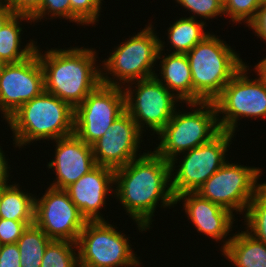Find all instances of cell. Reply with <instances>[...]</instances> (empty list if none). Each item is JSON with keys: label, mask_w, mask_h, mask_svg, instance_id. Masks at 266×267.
I'll return each mask as SVG.
<instances>
[{"label": "cell", "mask_w": 266, "mask_h": 267, "mask_svg": "<svg viewBox=\"0 0 266 267\" xmlns=\"http://www.w3.org/2000/svg\"><path fill=\"white\" fill-rule=\"evenodd\" d=\"M123 86L101 83L75 108L74 134L92 145L125 111Z\"/></svg>", "instance_id": "10"}, {"label": "cell", "mask_w": 266, "mask_h": 267, "mask_svg": "<svg viewBox=\"0 0 266 267\" xmlns=\"http://www.w3.org/2000/svg\"><path fill=\"white\" fill-rule=\"evenodd\" d=\"M34 221H15L0 218V243L2 245L17 243L24 230Z\"/></svg>", "instance_id": "31"}, {"label": "cell", "mask_w": 266, "mask_h": 267, "mask_svg": "<svg viewBox=\"0 0 266 267\" xmlns=\"http://www.w3.org/2000/svg\"><path fill=\"white\" fill-rule=\"evenodd\" d=\"M50 18H64L70 21V0H42L40 10L31 18L32 21H41L45 15Z\"/></svg>", "instance_id": "30"}, {"label": "cell", "mask_w": 266, "mask_h": 267, "mask_svg": "<svg viewBox=\"0 0 266 267\" xmlns=\"http://www.w3.org/2000/svg\"><path fill=\"white\" fill-rule=\"evenodd\" d=\"M221 251L236 267H266V245L247 231L223 241Z\"/></svg>", "instance_id": "20"}, {"label": "cell", "mask_w": 266, "mask_h": 267, "mask_svg": "<svg viewBox=\"0 0 266 267\" xmlns=\"http://www.w3.org/2000/svg\"><path fill=\"white\" fill-rule=\"evenodd\" d=\"M36 52L44 72L45 92L57 96L74 109L102 83V68L95 66L97 55L90 48H51L41 54L37 46Z\"/></svg>", "instance_id": "2"}, {"label": "cell", "mask_w": 266, "mask_h": 267, "mask_svg": "<svg viewBox=\"0 0 266 267\" xmlns=\"http://www.w3.org/2000/svg\"><path fill=\"white\" fill-rule=\"evenodd\" d=\"M128 237L107 221H87L76 242L78 267H135L140 265Z\"/></svg>", "instance_id": "7"}, {"label": "cell", "mask_w": 266, "mask_h": 267, "mask_svg": "<svg viewBox=\"0 0 266 267\" xmlns=\"http://www.w3.org/2000/svg\"><path fill=\"white\" fill-rule=\"evenodd\" d=\"M153 29L152 24L146 26L126 42H121L120 46L118 44V47L113 51L114 53L112 55L110 53L108 59L102 61L104 72L107 71L108 75L111 74L120 82H117L113 77L112 80L111 77H108L107 72L101 71V82L103 84L120 87L125 83H131L130 85H132L134 81L155 76L153 67L158 60L160 39Z\"/></svg>", "instance_id": "6"}, {"label": "cell", "mask_w": 266, "mask_h": 267, "mask_svg": "<svg viewBox=\"0 0 266 267\" xmlns=\"http://www.w3.org/2000/svg\"><path fill=\"white\" fill-rule=\"evenodd\" d=\"M135 90L124 88L125 109L133 118L141 132L146 124L158 134L169 122L176 111V94L171 93L155 76L136 81ZM135 94H134V92ZM134 94V95H133Z\"/></svg>", "instance_id": "12"}, {"label": "cell", "mask_w": 266, "mask_h": 267, "mask_svg": "<svg viewBox=\"0 0 266 267\" xmlns=\"http://www.w3.org/2000/svg\"><path fill=\"white\" fill-rule=\"evenodd\" d=\"M183 200L188 220L198 232L210 236L216 241L223 240L231 231L235 217L229 210L203 198L197 192H186L175 198V204ZM223 238V239H222Z\"/></svg>", "instance_id": "18"}, {"label": "cell", "mask_w": 266, "mask_h": 267, "mask_svg": "<svg viewBox=\"0 0 266 267\" xmlns=\"http://www.w3.org/2000/svg\"><path fill=\"white\" fill-rule=\"evenodd\" d=\"M112 184H114V170L97 165L65 191L86 221H105L99 210L106 204L105 199L109 192H113Z\"/></svg>", "instance_id": "17"}, {"label": "cell", "mask_w": 266, "mask_h": 267, "mask_svg": "<svg viewBox=\"0 0 266 267\" xmlns=\"http://www.w3.org/2000/svg\"><path fill=\"white\" fill-rule=\"evenodd\" d=\"M164 42L160 40V49L157 59L161 65V78L157 74L155 77L173 94L176 91L177 98L183 103H193V85L190 65L186 54L171 53L162 57L161 52L164 50Z\"/></svg>", "instance_id": "19"}, {"label": "cell", "mask_w": 266, "mask_h": 267, "mask_svg": "<svg viewBox=\"0 0 266 267\" xmlns=\"http://www.w3.org/2000/svg\"><path fill=\"white\" fill-rule=\"evenodd\" d=\"M255 34L266 42V0H263L255 19L248 25Z\"/></svg>", "instance_id": "34"}, {"label": "cell", "mask_w": 266, "mask_h": 267, "mask_svg": "<svg viewBox=\"0 0 266 267\" xmlns=\"http://www.w3.org/2000/svg\"><path fill=\"white\" fill-rule=\"evenodd\" d=\"M244 215L246 231L266 245V182L256 191Z\"/></svg>", "instance_id": "25"}, {"label": "cell", "mask_w": 266, "mask_h": 267, "mask_svg": "<svg viewBox=\"0 0 266 267\" xmlns=\"http://www.w3.org/2000/svg\"><path fill=\"white\" fill-rule=\"evenodd\" d=\"M56 145L55 158L48 163V168H54L56 179L49 187L65 190L83 175L93 170L95 162L92 146L86 144L77 135L54 140Z\"/></svg>", "instance_id": "16"}, {"label": "cell", "mask_w": 266, "mask_h": 267, "mask_svg": "<svg viewBox=\"0 0 266 267\" xmlns=\"http://www.w3.org/2000/svg\"><path fill=\"white\" fill-rule=\"evenodd\" d=\"M247 67L245 64L213 101L218 116L223 114L218 117L221 131L234 134L240 117L266 118V82L258 73L259 78L249 79Z\"/></svg>", "instance_id": "8"}, {"label": "cell", "mask_w": 266, "mask_h": 267, "mask_svg": "<svg viewBox=\"0 0 266 267\" xmlns=\"http://www.w3.org/2000/svg\"><path fill=\"white\" fill-rule=\"evenodd\" d=\"M255 70L266 82V57L255 65Z\"/></svg>", "instance_id": "37"}, {"label": "cell", "mask_w": 266, "mask_h": 267, "mask_svg": "<svg viewBox=\"0 0 266 267\" xmlns=\"http://www.w3.org/2000/svg\"><path fill=\"white\" fill-rule=\"evenodd\" d=\"M204 21H197L196 17H182L168 29V40L174 52L187 54L196 44L202 41L210 32H204Z\"/></svg>", "instance_id": "23"}, {"label": "cell", "mask_w": 266, "mask_h": 267, "mask_svg": "<svg viewBox=\"0 0 266 267\" xmlns=\"http://www.w3.org/2000/svg\"><path fill=\"white\" fill-rule=\"evenodd\" d=\"M0 267H21L20 252L16 243L2 245Z\"/></svg>", "instance_id": "33"}, {"label": "cell", "mask_w": 266, "mask_h": 267, "mask_svg": "<svg viewBox=\"0 0 266 267\" xmlns=\"http://www.w3.org/2000/svg\"><path fill=\"white\" fill-rule=\"evenodd\" d=\"M74 114L70 104L44 91L6 121L13 131L14 144L20 148L35 140H57L74 134Z\"/></svg>", "instance_id": "3"}, {"label": "cell", "mask_w": 266, "mask_h": 267, "mask_svg": "<svg viewBox=\"0 0 266 267\" xmlns=\"http://www.w3.org/2000/svg\"><path fill=\"white\" fill-rule=\"evenodd\" d=\"M75 248H77L76 243L66 240H51L46 247L40 267L79 266Z\"/></svg>", "instance_id": "26"}, {"label": "cell", "mask_w": 266, "mask_h": 267, "mask_svg": "<svg viewBox=\"0 0 266 267\" xmlns=\"http://www.w3.org/2000/svg\"><path fill=\"white\" fill-rule=\"evenodd\" d=\"M51 239L35 224L29 225L17 241L21 267H40Z\"/></svg>", "instance_id": "24"}, {"label": "cell", "mask_w": 266, "mask_h": 267, "mask_svg": "<svg viewBox=\"0 0 266 267\" xmlns=\"http://www.w3.org/2000/svg\"><path fill=\"white\" fill-rule=\"evenodd\" d=\"M15 15H24L32 18L41 7L42 0H5Z\"/></svg>", "instance_id": "32"}, {"label": "cell", "mask_w": 266, "mask_h": 267, "mask_svg": "<svg viewBox=\"0 0 266 267\" xmlns=\"http://www.w3.org/2000/svg\"><path fill=\"white\" fill-rule=\"evenodd\" d=\"M14 15L10 7L4 1H0V30Z\"/></svg>", "instance_id": "36"}, {"label": "cell", "mask_w": 266, "mask_h": 267, "mask_svg": "<svg viewBox=\"0 0 266 267\" xmlns=\"http://www.w3.org/2000/svg\"><path fill=\"white\" fill-rule=\"evenodd\" d=\"M262 171L228 161L216 171L197 191L203 198L230 212H245L256 191L263 185L257 183Z\"/></svg>", "instance_id": "9"}, {"label": "cell", "mask_w": 266, "mask_h": 267, "mask_svg": "<svg viewBox=\"0 0 266 267\" xmlns=\"http://www.w3.org/2000/svg\"><path fill=\"white\" fill-rule=\"evenodd\" d=\"M193 85V103L214 101L245 65L225 41L207 35L187 54Z\"/></svg>", "instance_id": "4"}, {"label": "cell", "mask_w": 266, "mask_h": 267, "mask_svg": "<svg viewBox=\"0 0 266 267\" xmlns=\"http://www.w3.org/2000/svg\"><path fill=\"white\" fill-rule=\"evenodd\" d=\"M44 91V72L36 51L23 61L1 64L0 110L4 119Z\"/></svg>", "instance_id": "14"}, {"label": "cell", "mask_w": 266, "mask_h": 267, "mask_svg": "<svg viewBox=\"0 0 266 267\" xmlns=\"http://www.w3.org/2000/svg\"><path fill=\"white\" fill-rule=\"evenodd\" d=\"M21 191L18 184L3 189L0 199V218L15 221H34L35 196Z\"/></svg>", "instance_id": "22"}, {"label": "cell", "mask_w": 266, "mask_h": 267, "mask_svg": "<svg viewBox=\"0 0 266 267\" xmlns=\"http://www.w3.org/2000/svg\"><path fill=\"white\" fill-rule=\"evenodd\" d=\"M186 104L191 108H199L187 113L175 111L166 126L157 134L161 141L154 151L169 161L170 172H174L176 168L178 154L210 142L221 132L213 101Z\"/></svg>", "instance_id": "5"}, {"label": "cell", "mask_w": 266, "mask_h": 267, "mask_svg": "<svg viewBox=\"0 0 266 267\" xmlns=\"http://www.w3.org/2000/svg\"><path fill=\"white\" fill-rule=\"evenodd\" d=\"M86 219L65 190L48 187L41 198L34 200V224L51 240L76 243Z\"/></svg>", "instance_id": "13"}, {"label": "cell", "mask_w": 266, "mask_h": 267, "mask_svg": "<svg viewBox=\"0 0 266 267\" xmlns=\"http://www.w3.org/2000/svg\"><path fill=\"white\" fill-rule=\"evenodd\" d=\"M233 136V133L221 131L210 142L184 152L180 168L175 170V175L170 172L174 198L182 193L197 192L227 162L225 156Z\"/></svg>", "instance_id": "11"}, {"label": "cell", "mask_w": 266, "mask_h": 267, "mask_svg": "<svg viewBox=\"0 0 266 267\" xmlns=\"http://www.w3.org/2000/svg\"><path fill=\"white\" fill-rule=\"evenodd\" d=\"M102 0H70V21L77 24H95L99 18Z\"/></svg>", "instance_id": "28"}, {"label": "cell", "mask_w": 266, "mask_h": 267, "mask_svg": "<svg viewBox=\"0 0 266 267\" xmlns=\"http://www.w3.org/2000/svg\"><path fill=\"white\" fill-rule=\"evenodd\" d=\"M6 186H0V199H1V196H2V193H3V189L5 188Z\"/></svg>", "instance_id": "38"}, {"label": "cell", "mask_w": 266, "mask_h": 267, "mask_svg": "<svg viewBox=\"0 0 266 267\" xmlns=\"http://www.w3.org/2000/svg\"><path fill=\"white\" fill-rule=\"evenodd\" d=\"M142 132L125 111L112 123L105 134L93 143L92 151L97 165L116 170L138 158Z\"/></svg>", "instance_id": "15"}, {"label": "cell", "mask_w": 266, "mask_h": 267, "mask_svg": "<svg viewBox=\"0 0 266 267\" xmlns=\"http://www.w3.org/2000/svg\"><path fill=\"white\" fill-rule=\"evenodd\" d=\"M20 21L28 20L30 17L24 15H14L0 30V63L9 64L23 61L30 57L36 51L37 42L31 40L24 49H21V31Z\"/></svg>", "instance_id": "21"}, {"label": "cell", "mask_w": 266, "mask_h": 267, "mask_svg": "<svg viewBox=\"0 0 266 267\" xmlns=\"http://www.w3.org/2000/svg\"><path fill=\"white\" fill-rule=\"evenodd\" d=\"M170 164L155 151L143 153L124 167L114 170V194L138 225L146 231L153 221L158 201L171 207L175 198L170 185ZM167 188V189H166Z\"/></svg>", "instance_id": "1"}, {"label": "cell", "mask_w": 266, "mask_h": 267, "mask_svg": "<svg viewBox=\"0 0 266 267\" xmlns=\"http://www.w3.org/2000/svg\"><path fill=\"white\" fill-rule=\"evenodd\" d=\"M1 147V146H0ZM6 157L3 154L2 149L0 148V186L8 185V177H9V168L8 161H6Z\"/></svg>", "instance_id": "35"}, {"label": "cell", "mask_w": 266, "mask_h": 267, "mask_svg": "<svg viewBox=\"0 0 266 267\" xmlns=\"http://www.w3.org/2000/svg\"><path fill=\"white\" fill-rule=\"evenodd\" d=\"M184 6L192 14H197L204 19L216 18V16L224 15L223 3L220 0H175Z\"/></svg>", "instance_id": "29"}, {"label": "cell", "mask_w": 266, "mask_h": 267, "mask_svg": "<svg viewBox=\"0 0 266 267\" xmlns=\"http://www.w3.org/2000/svg\"><path fill=\"white\" fill-rule=\"evenodd\" d=\"M263 0H225L223 3L224 15L232 22L246 21L249 25L256 17Z\"/></svg>", "instance_id": "27"}]
</instances>
